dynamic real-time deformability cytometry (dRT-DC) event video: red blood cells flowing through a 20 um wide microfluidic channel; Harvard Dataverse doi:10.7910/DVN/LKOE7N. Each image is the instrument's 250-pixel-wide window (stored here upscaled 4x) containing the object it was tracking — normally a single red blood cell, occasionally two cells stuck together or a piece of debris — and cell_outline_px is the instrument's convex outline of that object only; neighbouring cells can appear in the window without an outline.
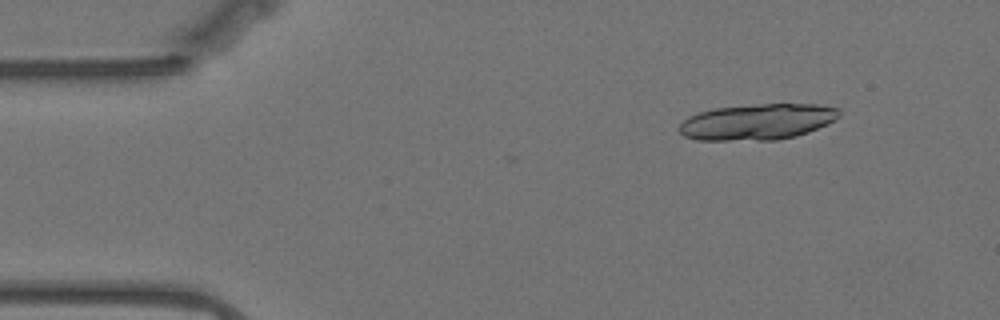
{"species": "Egyptian fruit bat (a non-hibernating species)", "species_latin": "Rousettus aegyptiacus", "temperature_condition": "warm", "stored_images_in_passage": 56, "camera_frame_rate_fps": 3000, "um_per_image_px": 0.085, "animal": {"sex": "female"}, "frame": {"image": 1, "passage_image": 6, "time_ms": 1.667, "image_size_px": [1000, 320], "cell_outline_px": [[840, 116], [836, 120], [828, 124], [808, 132], [796, 136], [776, 140], [696, 140], [684, 136], [676, 128], [688, 116], [700, 112], [716, 108], [760, 104], [820, 104], [840, 108]], "centroid_in_image_um": [64.4, 10.36], "position_along_channel_um": 20.6, "area_um2": 33.76}}
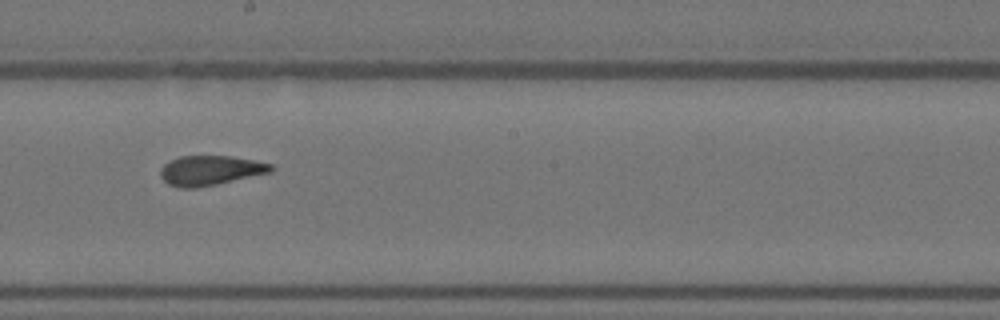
{"frame": {"image": 2, "passage_image": 30, "time_ms": 9.667, "image_size_px": [1000, 320], "cell_outline_px": [[272, 172], [216, 184], [196, 188], [180, 188], [168, 184], [160, 176], [160, 168], [164, 164], [180, 156], [232, 156], [272, 164]], "centroid_in_image_um": [17.85, 14.49], "position_along_channel_um": 230.4, "area_um2": 19.02}}
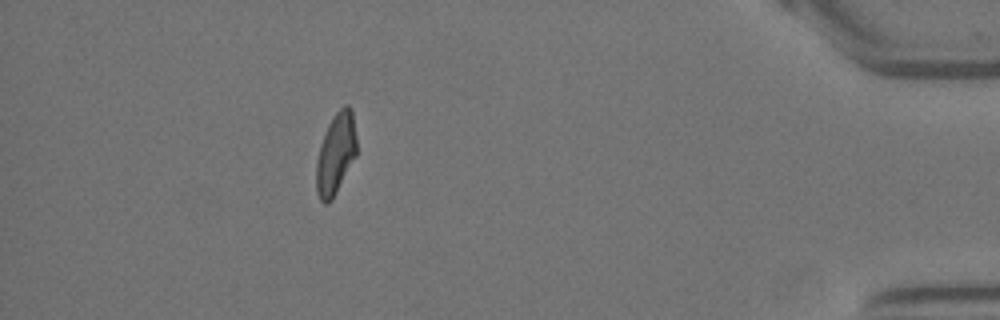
{"frame": {"image": 3, "passage_image": 50, "time_ms": 16.333, "image_size_px": [1000, 320], "cell_outline_px": [[356, 156], [332, 200], [328, 204], [324, 204], [320, 200], [316, 192], [316, 160], [320, 144], [328, 124], [336, 112], [344, 104], [348, 104], [352, 108], [356, 136]], "centroid_in_image_um": [28.53, 13.07], "position_along_channel_um": 406.7, "area_um2": 19.31}, "authors_computed_cell_mechanics": {"area_um2": 19.4786, "velocity_mm_per_s": 3.496, "shape_relaxation_time_tau1_ms": null, "shape_relaxation_time_tau2_ms": 1.9457, "deformation_change_tau1": null, "deformation_change_tau2": 0.085}}